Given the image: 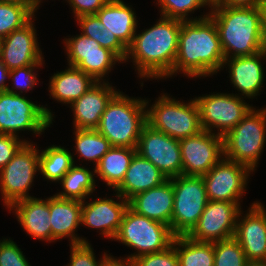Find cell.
<instances>
[{"label":"cell","mask_w":266,"mask_h":266,"mask_svg":"<svg viewBox=\"0 0 266 266\" xmlns=\"http://www.w3.org/2000/svg\"><path fill=\"white\" fill-rule=\"evenodd\" d=\"M180 29L181 20L160 16L150 28L136 31L124 63L130 59L145 81L172 78Z\"/></svg>","instance_id":"6da1fadb"},{"label":"cell","mask_w":266,"mask_h":266,"mask_svg":"<svg viewBox=\"0 0 266 266\" xmlns=\"http://www.w3.org/2000/svg\"><path fill=\"white\" fill-rule=\"evenodd\" d=\"M224 54L214 21L208 16L199 20L181 21L178 52L172 77H211L222 70Z\"/></svg>","instance_id":"7a4b0ae2"},{"label":"cell","mask_w":266,"mask_h":266,"mask_svg":"<svg viewBox=\"0 0 266 266\" xmlns=\"http://www.w3.org/2000/svg\"><path fill=\"white\" fill-rule=\"evenodd\" d=\"M225 58L251 56L266 49L262 7L211 6Z\"/></svg>","instance_id":"3957f363"},{"label":"cell","mask_w":266,"mask_h":266,"mask_svg":"<svg viewBox=\"0 0 266 266\" xmlns=\"http://www.w3.org/2000/svg\"><path fill=\"white\" fill-rule=\"evenodd\" d=\"M118 91L108 102L96 130L112 147L136 149L142 128L147 124L145 99Z\"/></svg>","instance_id":"277c9868"},{"label":"cell","mask_w":266,"mask_h":266,"mask_svg":"<svg viewBox=\"0 0 266 266\" xmlns=\"http://www.w3.org/2000/svg\"><path fill=\"white\" fill-rule=\"evenodd\" d=\"M161 95V96H160ZM155 102L145 98L147 124L154 130L181 140L203 131L196 100H177L168 93H161ZM150 105V106H149Z\"/></svg>","instance_id":"5b68a950"},{"label":"cell","mask_w":266,"mask_h":266,"mask_svg":"<svg viewBox=\"0 0 266 266\" xmlns=\"http://www.w3.org/2000/svg\"><path fill=\"white\" fill-rule=\"evenodd\" d=\"M266 143V107H253L249 113L223 137L224 157L249 167H258Z\"/></svg>","instance_id":"8992f818"},{"label":"cell","mask_w":266,"mask_h":266,"mask_svg":"<svg viewBox=\"0 0 266 266\" xmlns=\"http://www.w3.org/2000/svg\"><path fill=\"white\" fill-rule=\"evenodd\" d=\"M53 114L47 104L37 105L24 94L0 91V134L19 137V132L28 131L40 136L51 127Z\"/></svg>","instance_id":"52a82bcc"},{"label":"cell","mask_w":266,"mask_h":266,"mask_svg":"<svg viewBox=\"0 0 266 266\" xmlns=\"http://www.w3.org/2000/svg\"><path fill=\"white\" fill-rule=\"evenodd\" d=\"M174 237L168 225L139 215L128 207L113 240L137 250L127 255L133 260L143 254L166 250L172 245Z\"/></svg>","instance_id":"ba28073f"},{"label":"cell","mask_w":266,"mask_h":266,"mask_svg":"<svg viewBox=\"0 0 266 266\" xmlns=\"http://www.w3.org/2000/svg\"><path fill=\"white\" fill-rule=\"evenodd\" d=\"M35 145L33 141L25 142L0 170V196L6 209L16 201L34 197L29 191L34 186L35 176L40 172L39 149Z\"/></svg>","instance_id":"9c48e42d"},{"label":"cell","mask_w":266,"mask_h":266,"mask_svg":"<svg viewBox=\"0 0 266 266\" xmlns=\"http://www.w3.org/2000/svg\"><path fill=\"white\" fill-rule=\"evenodd\" d=\"M170 180L174 192L171 231L175 236L187 235L209 201L205 183L202 176L180 175Z\"/></svg>","instance_id":"30bf717a"},{"label":"cell","mask_w":266,"mask_h":266,"mask_svg":"<svg viewBox=\"0 0 266 266\" xmlns=\"http://www.w3.org/2000/svg\"><path fill=\"white\" fill-rule=\"evenodd\" d=\"M194 99L199 107L202 129L221 137L230 132L254 107L244 100L246 98L228 92H211L195 96Z\"/></svg>","instance_id":"8fae6325"},{"label":"cell","mask_w":266,"mask_h":266,"mask_svg":"<svg viewBox=\"0 0 266 266\" xmlns=\"http://www.w3.org/2000/svg\"><path fill=\"white\" fill-rule=\"evenodd\" d=\"M68 37H65L62 42L67 56V65L84 71L96 82L107 81L106 78L109 77L114 66L117 63H124L114 52L101 47L96 40L82 33Z\"/></svg>","instance_id":"7c38bea8"},{"label":"cell","mask_w":266,"mask_h":266,"mask_svg":"<svg viewBox=\"0 0 266 266\" xmlns=\"http://www.w3.org/2000/svg\"><path fill=\"white\" fill-rule=\"evenodd\" d=\"M253 171L223 157L202 176L209 201L241 202Z\"/></svg>","instance_id":"4fadbf2b"},{"label":"cell","mask_w":266,"mask_h":266,"mask_svg":"<svg viewBox=\"0 0 266 266\" xmlns=\"http://www.w3.org/2000/svg\"><path fill=\"white\" fill-rule=\"evenodd\" d=\"M241 207V202L208 201L197 224L186 236L198 242L234 237Z\"/></svg>","instance_id":"5bb4252c"},{"label":"cell","mask_w":266,"mask_h":266,"mask_svg":"<svg viewBox=\"0 0 266 266\" xmlns=\"http://www.w3.org/2000/svg\"><path fill=\"white\" fill-rule=\"evenodd\" d=\"M136 151L157 167L167 179L182 175L179 140L146 124L142 128Z\"/></svg>","instance_id":"9a60e30c"},{"label":"cell","mask_w":266,"mask_h":266,"mask_svg":"<svg viewBox=\"0 0 266 266\" xmlns=\"http://www.w3.org/2000/svg\"><path fill=\"white\" fill-rule=\"evenodd\" d=\"M182 157V175L204 176L224 157L223 137L201 131L179 140Z\"/></svg>","instance_id":"2e32d148"},{"label":"cell","mask_w":266,"mask_h":266,"mask_svg":"<svg viewBox=\"0 0 266 266\" xmlns=\"http://www.w3.org/2000/svg\"><path fill=\"white\" fill-rule=\"evenodd\" d=\"M264 206L261 202L254 201L247 211L241 209L237 218L234 238L241 245L247 261H266V208Z\"/></svg>","instance_id":"e0dca14e"},{"label":"cell","mask_w":266,"mask_h":266,"mask_svg":"<svg viewBox=\"0 0 266 266\" xmlns=\"http://www.w3.org/2000/svg\"><path fill=\"white\" fill-rule=\"evenodd\" d=\"M114 192L116 198H107L106 194L105 198L97 197L95 200L83 201L81 216V225L96 229L100 235L111 241L117 235L123 215L128 208V200Z\"/></svg>","instance_id":"ac0fdd59"},{"label":"cell","mask_w":266,"mask_h":266,"mask_svg":"<svg viewBox=\"0 0 266 266\" xmlns=\"http://www.w3.org/2000/svg\"><path fill=\"white\" fill-rule=\"evenodd\" d=\"M35 19L34 16L22 28L2 39L1 59L9 70L45 62L37 39Z\"/></svg>","instance_id":"d6986e66"},{"label":"cell","mask_w":266,"mask_h":266,"mask_svg":"<svg viewBox=\"0 0 266 266\" xmlns=\"http://www.w3.org/2000/svg\"><path fill=\"white\" fill-rule=\"evenodd\" d=\"M262 60H266V49L251 56L224 59L222 70H229L231 84L238 91V94H233L247 99H254L261 94L266 73Z\"/></svg>","instance_id":"ffe728a7"},{"label":"cell","mask_w":266,"mask_h":266,"mask_svg":"<svg viewBox=\"0 0 266 266\" xmlns=\"http://www.w3.org/2000/svg\"><path fill=\"white\" fill-rule=\"evenodd\" d=\"M109 81L96 82L69 107L73 113V129H96L111 98L119 91Z\"/></svg>","instance_id":"44dd1931"},{"label":"cell","mask_w":266,"mask_h":266,"mask_svg":"<svg viewBox=\"0 0 266 266\" xmlns=\"http://www.w3.org/2000/svg\"><path fill=\"white\" fill-rule=\"evenodd\" d=\"M50 223L52 229V243L68 238L72 244L89 243L85 237L76 232L81 225L82 202L64 199L56 196L48 197Z\"/></svg>","instance_id":"7402d4cb"},{"label":"cell","mask_w":266,"mask_h":266,"mask_svg":"<svg viewBox=\"0 0 266 266\" xmlns=\"http://www.w3.org/2000/svg\"><path fill=\"white\" fill-rule=\"evenodd\" d=\"M13 211L22 229L33 239L52 242L50 210L48 197L45 199L30 197L16 201L9 208Z\"/></svg>","instance_id":"603a6c76"},{"label":"cell","mask_w":266,"mask_h":266,"mask_svg":"<svg viewBox=\"0 0 266 266\" xmlns=\"http://www.w3.org/2000/svg\"><path fill=\"white\" fill-rule=\"evenodd\" d=\"M173 200V184L168 179L162 185L130 198L128 207L139 215L168 225L171 229Z\"/></svg>","instance_id":"cb8c5ba5"},{"label":"cell","mask_w":266,"mask_h":266,"mask_svg":"<svg viewBox=\"0 0 266 266\" xmlns=\"http://www.w3.org/2000/svg\"><path fill=\"white\" fill-rule=\"evenodd\" d=\"M167 180V177L149 160L136 153L124 180L114 191L125 200H129L138 193L162 185Z\"/></svg>","instance_id":"d4e9b609"},{"label":"cell","mask_w":266,"mask_h":266,"mask_svg":"<svg viewBox=\"0 0 266 266\" xmlns=\"http://www.w3.org/2000/svg\"><path fill=\"white\" fill-rule=\"evenodd\" d=\"M132 5L123 0H109L96 15L118 40L128 49L138 29V18Z\"/></svg>","instance_id":"484cf974"},{"label":"cell","mask_w":266,"mask_h":266,"mask_svg":"<svg viewBox=\"0 0 266 266\" xmlns=\"http://www.w3.org/2000/svg\"><path fill=\"white\" fill-rule=\"evenodd\" d=\"M50 76L48 92L55 101L71 105L85 94L96 81L84 71L69 66Z\"/></svg>","instance_id":"4316f807"},{"label":"cell","mask_w":266,"mask_h":266,"mask_svg":"<svg viewBox=\"0 0 266 266\" xmlns=\"http://www.w3.org/2000/svg\"><path fill=\"white\" fill-rule=\"evenodd\" d=\"M136 149L112 147L100 160L95 169V177L100 178L113 191L124 180Z\"/></svg>","instance_id":"83f0119b"},{"label":"cell","mask_w":266,"mask_h":266,"mask_svg":"<svg viewBox=\"0 0 266 266\" xmlns=\"http://www.w3.org/2000/svg\"><path fill=\"white\" fill-rule=\"evenodd\" d=\"M79 163V165L75 163L58 182L63 191L57 192L56 196L81 202L90 199L91 195L93 196L97 187L95 169L89 170L90 167L82 165V162Z\"/></svg>","instance_id":"f1b7e54d"},{"label":"cell","mask_w":266,"mask_h":266,"mask_svg":"<svg viewBox=\"0 0 266 266\" xmlns=\"http://www.w3.org/2000/svg\"><path fill=\"white\" fill-rule=\"evenodd\" d=\"M73 131V140H75L73 147L76 151L72 153L74 164L76 161L74 156L78 155L79 161L92 162L95 168L101 158L112 148L111 143L96 129H74Z\"/></svg>","instance_id":"f546056e"},{"label":"cell","mask_w":266,"mask_h":266,"mask_svg":"<svg viewBox=\"0 0 266 266\" xmlns=\"http://www.w3.org/2000/svg\"><path fill=\"white\" fill-rule=\"evenodd\" d=\"M179 266H214L213 242H198L186 235L175 236L172 242Z\"/></svg>","instance_id":"4dcf8cb0"},{"label":"cell","mask_w":266,"mask_h":266,"mask_svg":"<svg viewBox=\"0 0 266 266\" xmlns=\"http://www.w3.org/2000/svg\"><path fill=\"white\" fill-rule=\"evenodd\" d=\"M73 165L72 153L64 146L53 144L39 149V173L47 181L58 183Z\"/></svg>","instance_id":"1f68e13d"},{"label":"cell","mask_w":266,"mask_h":266,"mask_svg":"<svg viewBox=\"0 0 266 266\" xmlns=\"http://www.w3.org/2000/svg\"><path fill=\"white\" fill-rule=\"evenodd\" d=\"M75 20L82 34L96 40L101 47L111 50L123 62L125 61L128 49L118 40L116 35L105 28L96 14L83 15Z\"/></svg>","instance_id":"d6a6232c"},{"label":"cell","mask_w":266,"mask_h":266,"mask_svg":"<svg viewBox=\"0 0 266 266\" xmlns=\"http://www.w3.org/2000/svg\"><path fill=\"white\" fill-rule=\"evenodd\" d=\"M156 5L160 8V16L178 19L181 21L199 20L209 16V12H205L200 16L193 17L192 13L200 8L210 9L212 0H155ZM192 15V17L189 15Z\"/></svg>","instance_id":"836d02e7"},{"label":"cell","mask_w":266,"mask_h":266,"mask_svg":"<svg viewBox=\"0 0 266 266\" xmlns=\"http://www.w3.org/2000/svg\"><path fill=\"white\" fill-rule=\"evenodd\" d=\"M36 14L30 5L0 2V38L22 28Z\"/></svg>","instance_id":"e575fe53"},{"label":"cell","mask_w":266,"mask_h":266,"mask_svg":"<svg viewBox=\"0 0 266 266\" xmlns=\"http://www.w3.org/2000/svg\"><path fill=\"white\" fill-rule=\"evenodd\" d=\"M213 244L214 266H244L246 264L245 253L234 237L216 241Z\"/></svg>","instance_id":"d590c367"},{"label":"cell","mask_w":266,"mask_h":266,"mask_svg":"<svg viewBox=\"0 0 266 266\" xmlns=\"http://www.w3.org/2000/svg\"><path fill=\"white\" fill-rule=\"evenodd\" d=\"M44 64L39 63L38 65L24 66L10 70L9 80L13 83H11L12 87L11 85L8 86L7 91L20 95H23L25 92V95L29 90H34V87L39 83L37 69L43 68Z\"/></svg>","instance_id":"8d00e7d4"},{"label":"cell","mask_w":266,"mask_h":266,"mask_svg":"<svg viewBox=\"0 0 266 266\" xmlns=\"http://www.w3.org/2000/svg\"><path fill=\"white\" fill-rule=\"evenodd\" d=\"M134 266H179L175 247L169 246L166 250L143 254L133 259Z\"/></svg>","instance_id":"74e56055"},{"label":"cell","mask_w":266,"mask_h":266,"mask_svg":"<svg viewBox=\"0 0 266 266\" xmlns=\"http://www.w3.org/2000/svg\"><path fill=\"white\" fill-rule=\"evenodd\" d=\"M0 266H31L23 251L12 239H0Z\"/></svg>","instance_id":"f35d334b"},{"label":"cell","mask_w":266,"mask_h":266,"mask_svg":"<svg viewBox=\"0 0 266 266\" xmlns=\"http://www.w3.org/2000/svg\"><path fill=\"white\" fill-rule=\"evenodd\" d=\"M70 246V261L66 266H100L102 257L97 260L91 243L72 244ZM97 260V261H96Z\"/></svg>","instance_id":"ab89813d"},{"label":"cell","mask_w":266,"mask_h":266,"mask_svg":"<svg viewBox=\"0 0 266 266\" xmlns=\"http://www.w3.org/2000/svg\"><path fill=\"white\" fill-rule=\"evenodd\" d=\"M30 142L23 137L9 134H0V170L7 165L15 153L25 143Z\"/></svg>","instance_id":"60d3db41"},{"label":"cell","mask_w":266,"mask_h":266,"mask_svg":"<svg viewBox=\"0 0 266 266\" xmlns=\"http://www.w3.org/2000/svg\"><path fill=\"white\" fill-rule=\"evenodd\" d=\"M71 7L74 19L96 14L109 0H65Z\"/></svg>","instance_id":"b9f144b4"},{"label":"cell","mask_w":266,"mask_h":266,"mask_svg":"<svg viewBox=\"0 0 266 266\" xmlns=\"http://www.w3.org/2000/svg\"><path fill=\"white\" fill-rule=\"evenodd\" d=\"M264 0H213L211 6L262 7Z\"/></svg>","instance_id":"7bdbcfd3"},{"label":"cell","mask_w":266,"mask_h":266,"mask_svg":"<svg viewBox=\"0 0 266 266\" xmlns=\"http://www.w3.org/2000/svg\"><path fill=\"white\" fill-rule=\"evenodd\" d=\"M104 252L102 256V260L100 266H134L133 260L126 257H114L111 253Z\"/></svg>","instance_id":"ee69618b"},{"label":"cell","mask_w":266,"mask_h":266,"mask_svg":"<svg viewBox=\"0 0 266 266\" xmlns=\"http://www.w3.org/2000/svg\"><path fill=\"white\" fill-rule=\"evenodd\" d=\"M10 76V70L5 66V64L2 62V59H0V91H7V88L9 86L6 80L9 79Z\"/></svg>","instance_id":"f6af8a7d"},{"label":"cell","mask_w":266,"mask_h":266,"mask_svg":"<svg viewBox=\"0 0 266 266\" xmlns=\"http://www.w3.org/2000/svg\"><path fill=\"white\" fill-rule=\"evenodd\" d=\"M263 14V40L266 46V9H262Z\"/></svg>","instance_id":"bcb514c9"},{"label":"cell","mask_w":266,"mask_h":266,"mask_svg":"<svg viewBox=\"0 0 266 266\" xmlns=\"http://www.w3.org/2000/svg\"><path fill=\"white\" fill-rule=\"evenodd\" d=\"M244 266H266V261H247Z\"/></svg>","instance_id":"7dc6e473"},{"label":"cell","mask_w":266,"mask_h":266,"mask_svg":"<svg viewBox=\"0 0 266 266\" xmlns=\"http://www.w3.org/2000/svg\"><path fill=\"white\" fill-rule=\"evenodd\" d=\"M30 1V6L36 11L39 9L41 2L43 3L42 0H29Z\"/></svg>","instance_id":"c3c4849f"},{"label":"cell","mask_w":266,"mask_h":266,"mask_svg":"<svg viewBox=\"0 0 266 266\" xmlns=\"http://www.w3.org/2000/svg\"><path fill=\"white\" fill-rule=\"evenodd\" d=\"M0 2H11V3H17V4L30 5L29 0H0Z\"/></svg>","instance_id":"681fc988"},{"label":"cell","mask_w":266,"mask_h":266,"mask_svg":"<svg viewBox=\"0 0 266 266\" xmlns=\"http://www.w3.org/2000/svg\"><path fill=\"white\" fill-rule=\"evenodd\" d=\"M1 51H2V39L0 38V59H1Z\"/></svg>","instance_id":"f907efd6"},{"label":"cell","mask_w":266,"mask_h":266,"mask_svg":"<svg viewBox=\"0 0 266 266\" xmlns=\"http://www.w3.org/2000/svg\"><path fill=\"white\" fill-rule=\"evenodd\" d=\"M262 9H266V0H264V3H263V6H262Z\"/></svg>","instance_id":"816d5d0a"}]
</instances>
